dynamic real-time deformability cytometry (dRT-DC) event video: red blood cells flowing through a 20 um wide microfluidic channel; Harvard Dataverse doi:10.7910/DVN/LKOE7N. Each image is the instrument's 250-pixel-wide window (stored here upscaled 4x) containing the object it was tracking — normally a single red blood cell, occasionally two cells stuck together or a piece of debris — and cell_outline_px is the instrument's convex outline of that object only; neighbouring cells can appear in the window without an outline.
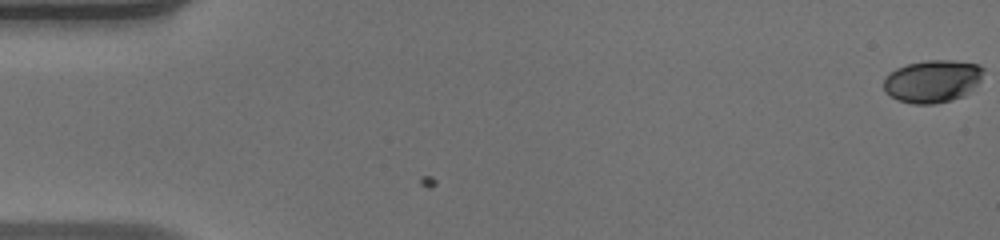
{"species": "human", "species_latin": "Homo sapiens", "temperature_condition": "warm", "stored_images_in_passage": 50, "camera_frame_rate_fps": 3000, "um_per_image_px": 0.085, "donor": {"sex": "male"}, "frame": {"image": 1, "passage_image": 1, "time_ms": 0.0, "image_size_px": [1000, 240], "cell_outline_px": [[984, 68], [980, 80], [964, 96], [952, 100], [936, 104], [912, 104], [896, 100], [884, 92], [884, 76], [896, 68], [908, 64], [928, 60], [952, 60], [980, 64]], "centroid_in_image_um": [79.23, 6.91], "position_along_channel_um": 5.8, "area_um2": 24.97}}
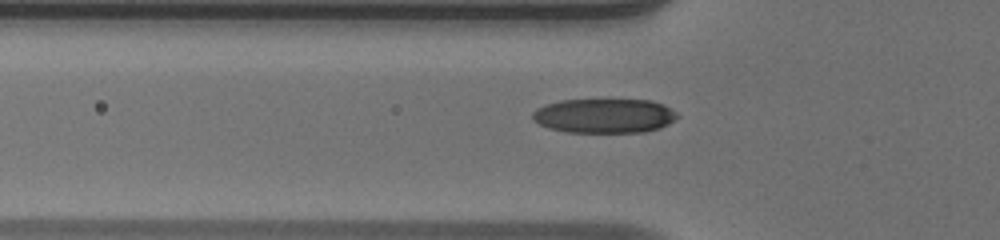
{"frame": {"image": 2, "passage_image": 18, "time_ms": 5.667, "image_size_px": [1000, 240], "cell_outline_px": [[680, 116], [668, 124], [660, 128], [644, 132], [564, 132], [548, 128], [532, 120], [532, 112], [536, 108], [560, 100], [652, 100], [664, 104], [676, 112]], "centroid_in_image_um": [51.37, 9.84], "position_along_channel_um": 74.4, "area_um2": 29.19}}
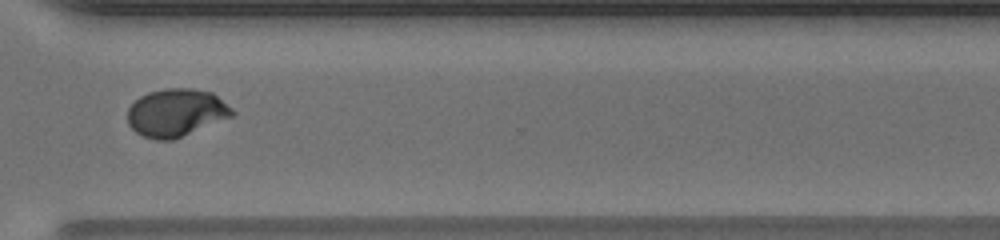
{"frame": {"image": 3, "passage_image": 38, "time_ms": 12.333, "image_size_px": [1000, 240], "cell_outline_px": [[236, 112], [232, 116], [172, 140], [156, 140], [144, 136], [136, 132], [128, 124], [128, 108], [140, 96], [148, 92], [164, 88], [192, 88], [212, 92], [232, 108]], "centroid_in_image_um": [14.96, 9.56], "position_along_channel_um": 355.6, "area_um2": 28.96}, "authors_computed_cell_mechanics": {"area_um2": 28.1775, "velocity_mm_per_s": 4.2093, "shape_relaxation_time_tau1_ms": 5.7512, "shape_relaxation_time_tau2_ms": null, "deformation_change_tau1": 0.2489, "deformation_change_tau2": null}}